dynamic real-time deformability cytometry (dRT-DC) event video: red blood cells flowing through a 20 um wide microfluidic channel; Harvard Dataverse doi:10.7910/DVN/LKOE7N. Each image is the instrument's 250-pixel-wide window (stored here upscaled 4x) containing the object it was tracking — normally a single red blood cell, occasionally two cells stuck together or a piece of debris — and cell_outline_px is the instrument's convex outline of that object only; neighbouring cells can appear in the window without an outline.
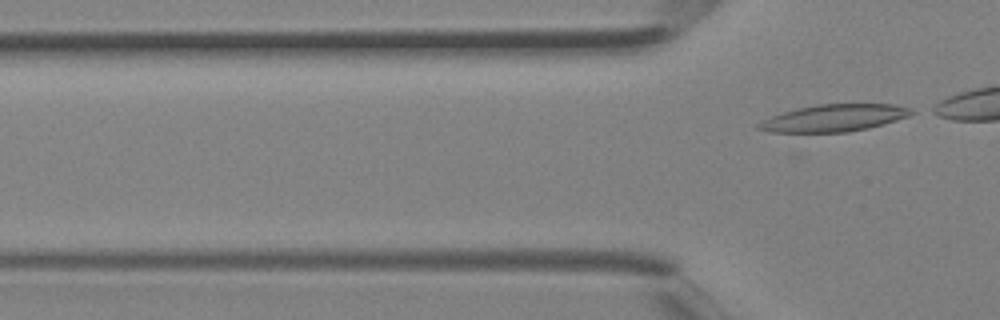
{"species": "Egyptian fruit bat (a non-hibernating species)", "species_latin": "Rousettus aegyptiacus", "temperature_condition": "room temperature", "stored_images_in_passage": 3, "camera_frame_rate_fps": 3000, "um_per_image_px": 0.085, "animal": {"sex": "female"}, "frame": {"image": 1, "passage_image": 3, "time_ms": 0.667, "image_size_px": [1000, 320], "cell_outline_px": [[916, 112], [908, 116], [896, 120], [868, 128], [848, 132], [772, 132], [756, 128], [756, 124], [772, 116], [796, 108], [816, 104], [896, 104], [912, 108]], "centroid_in_image_um": [70.92, 10.02], "position_along_channel_um": 54.9, "area_um2": 24.04}}